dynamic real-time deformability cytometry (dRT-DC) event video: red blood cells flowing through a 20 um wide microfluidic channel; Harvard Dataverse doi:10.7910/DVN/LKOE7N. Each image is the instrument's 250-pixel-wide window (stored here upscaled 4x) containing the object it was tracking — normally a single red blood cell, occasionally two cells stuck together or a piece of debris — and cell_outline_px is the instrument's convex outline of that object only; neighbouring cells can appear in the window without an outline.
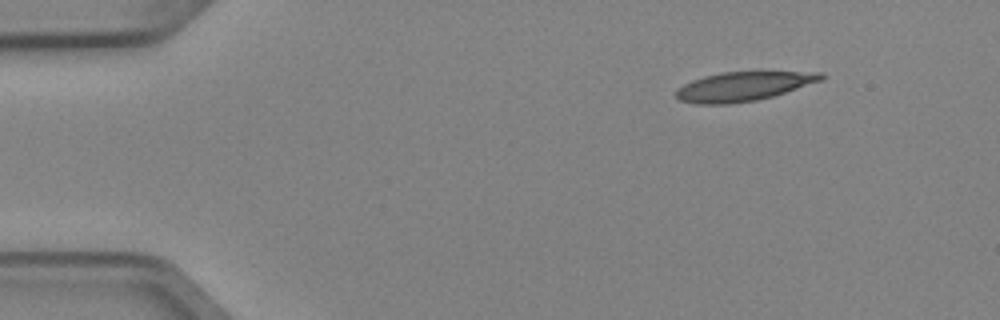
{"species": "Egyptian fruit bat (a non-hibernating species)", "species_latin": "Rousettus aegyptiacus", "temperature_condition": "cold", "stored_images_in_passage": 6, "camera_frame_rate_fps": 3000, "um_per_image_px": 0.085, "animal": {"sex": "female"}, "frame": {"image": 1, "passage_image": 6, "time_ms": 1.667, "image_size_px": [1000, 320], "cell_outline_px": [[828, 76], [824, 80], [772, 96], [756, 100], [728, 104], [696, 104], [680, 100], [676, 96], [676, 92], [684, 84], [692, 80], [704, 76], [720, 72], [756, 68], [760, 68], [824, 72]], "centroid_in_image_um": [63.35, 7.25], "position_along_channel_um": 21.6, "area_um2": 26.13}}